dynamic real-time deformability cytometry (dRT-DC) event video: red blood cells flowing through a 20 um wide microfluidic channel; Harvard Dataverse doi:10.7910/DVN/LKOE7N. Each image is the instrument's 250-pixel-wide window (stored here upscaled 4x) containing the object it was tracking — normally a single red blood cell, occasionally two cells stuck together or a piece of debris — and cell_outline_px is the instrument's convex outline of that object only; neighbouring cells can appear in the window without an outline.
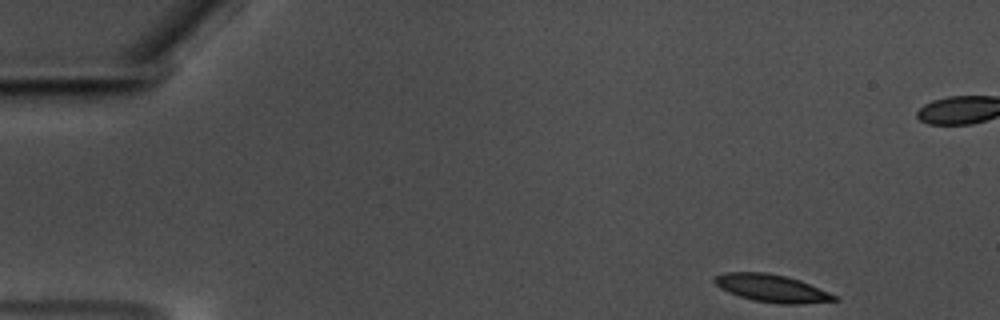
{"species": "common noctule bat (a hibernating species)", "species_latin": "Nyctalus noctula", "temperature_condition": "warm", "stored_images_in_passage": 54, "camera_frame_rate_fps": 3000, "um_per_image_px": 0.085, "animal": {"sex": "male", "body_mass_g": 17.5, "forearm_length_mm": 52.3}, "frame": {"image": 1, "passage_image": 1, "time_ms": 0.0, "image_size_px": [1000, 320], "cell_outline_px": [[840, 300], [800, 304], [780, 304], [756, 300], [740, 296], [728, 292], [720, 288], [712, 280], [716, 276], [724, 272], [768, 272], [800, 280], [828, 292], [836, 296]], "centroid_in_image_um": [65.59, 24.49], "position_along_channel_um": 19.4, "area_um2": 19.07}}
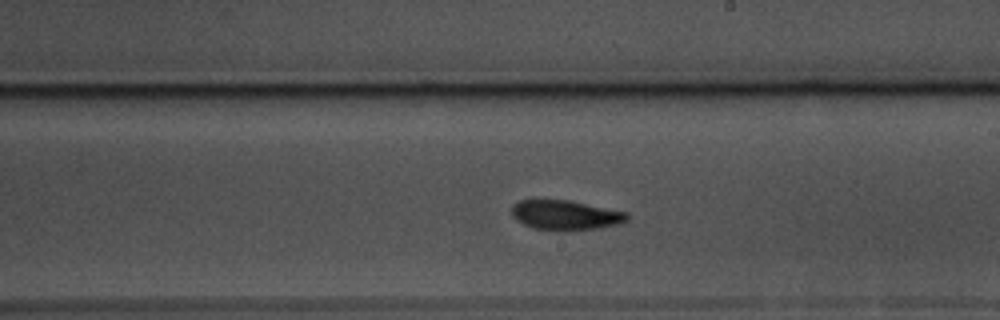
{"frame": {"image": 2, "passage_image": 29, "time_ms": 9.333, "image_size_px": [1000, 320], "cell_outline_px": [[628, 220], [620, 224], [600, 228], [568, 232], [532, 228], [516, 220], [512, 216], [512, 204], [520, 200], [568, 200], [628, 212]], "centroid_in_image_um": [48.08, 18.3], "position_along_channel_um": 240.9, "area_um2": 20.35}}
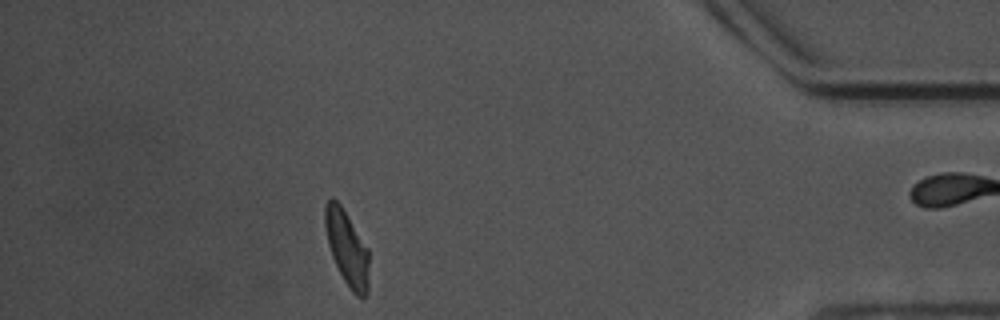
{"frame": {"image": 3, "passage_image": 47, "time_ms": 15.333, "image_size_px": [1000, 320], "cell_outline_px": [[368, 292], [364, 296], [356, 296], [352, 292], [344, 280], [332, 256], [328, 244], [324, 224], [324, 204], [332, 196], [340, 204], [368, 248]], "centroid_in_image_um": [29.47, 21.05], "position_along_channel_um": 405.7, "area_um2": 19.02}}